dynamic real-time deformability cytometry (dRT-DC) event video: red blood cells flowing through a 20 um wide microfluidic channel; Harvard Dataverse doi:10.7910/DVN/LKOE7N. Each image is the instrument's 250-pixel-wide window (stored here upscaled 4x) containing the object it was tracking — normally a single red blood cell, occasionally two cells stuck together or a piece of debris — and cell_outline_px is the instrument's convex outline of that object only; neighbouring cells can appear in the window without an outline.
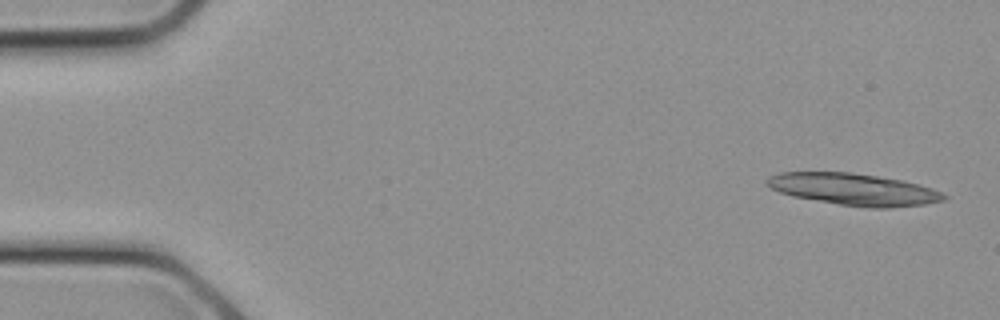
{"species": "common noctule bat (a hibernating species)", "species_latin": "Nyctalus noctula", "temperature_condition": "cold", "stored_images_in_passage": 26, "camera_frame_rate_fps": 3000, "um_per_image_px": 0.085, "animal": {"sex": "female", "body_mass_g": 21.9}, "frame": {"image": 1, "passage_image": 1, "time_ms": 0.0, "image_size_px": [1000, 320], "cell_outline_px": [[948, 196], [944, 200], [924, 204], [888, 208], [868, 208], [840, 204], [792, 196], [780, 192], [764, 184], [764, 180], [768, 176], [780, 172], [848, 172], [904, 180], [932, 188]], "centroid_in_image_um": [72.54, 16.09], "position_along_channel_um": 12.5, "area_um2": 32.77}}
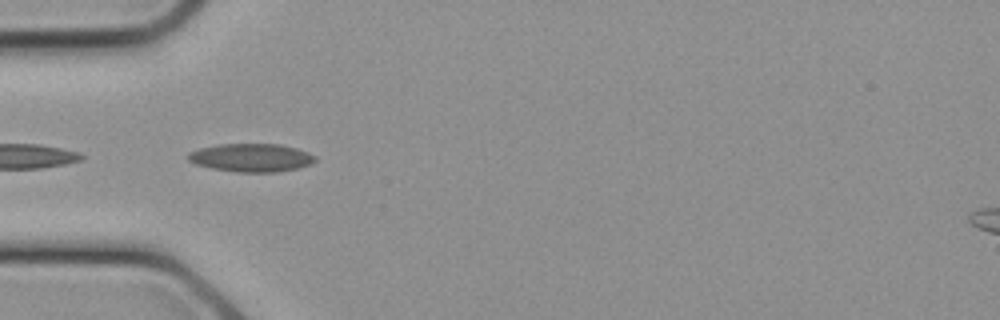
{"frame": {"image": 2, "passage_image": 8, "time_ms": 2.333, "image_size_px": [1000, 320], "cell_outline_px": [[316, 160], [308, 164], [296, 168], [276, 172], [236, 172], [212, 168], [196, 164], [188, 160], [188, 152], [200, 148], [216, 144], [280, 144], [296, 148], [308, 152], [316, 156]], "centroid_in_image_um": [21.33, 13.39], "position_along_channel_um": 63.7, "area_um2": 20.81}}
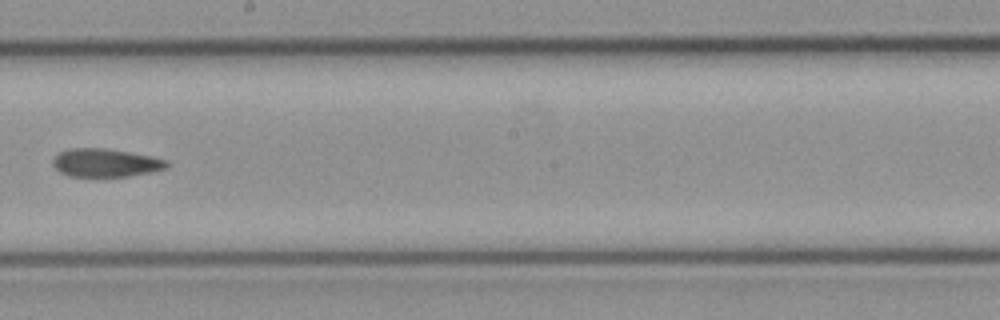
{"frame": {"image": 3, "passage_image": 15, "time_ms": 4.667, "image_size_px": [1000, 320], "cell_outline_px": [[172, 164], [168, 168], [128, 176], [68, 176], [60, 172], [52, 164], [52, 160], [60, 152], [68, 148], [104, 148], [152, 156], [168, 160]], "centroid_in_image_um": [9.0, 13.83], "position_along_channel_um": 239.2, "area_um2": 18.73}}